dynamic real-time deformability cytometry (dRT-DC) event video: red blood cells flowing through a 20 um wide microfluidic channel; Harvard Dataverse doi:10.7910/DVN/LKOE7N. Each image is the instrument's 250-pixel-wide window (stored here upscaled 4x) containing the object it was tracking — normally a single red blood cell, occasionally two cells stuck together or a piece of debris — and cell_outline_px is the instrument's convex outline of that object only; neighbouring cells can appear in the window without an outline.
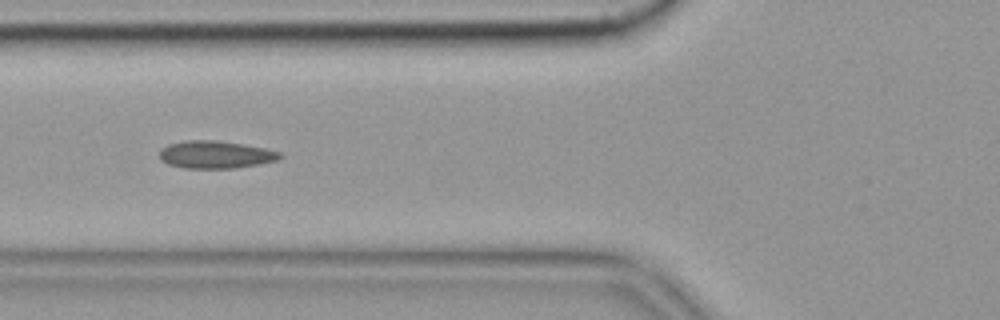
{"species": "common noctule bat (a hibernating species)", "species_latin": "Nyctalus noctula", "temperature_condition": "cold", "stored_images_in_passage": 42, "camera_frame_rate_fps": 3000, "um_per_image_px": 0.085, "animal": {"sex": "female", "body_mass_g": 19.9}, "frame": {"image": 1, "passage_image": 7, "time_ms": 2.0, "image_size_px": [1000, 320], "cell_outline_px": [[284, 156], [276, 160], [260, 164], [236, 168], [184, 168], [168, 164], [160, 160], [160, 148], [168, 144], [184, 140], [216, 140], [244, 144], [264, 148], [280, 152]], "centroid_in_image_um": [18.3, 13.14], "position_along_channel_um": 107.5, "area_um2": 19.48}, "authors_computed_cell_mechanics": {"area_um2": 18.6983, "velocity_mm_per_s": 3.5332, "shape_relaxation_time_tau1_ms": null, "shape_relaxation_time_tau2_ms": 1.9249, "deformation_change_tau1": null, "deformation_change_tau2": 0.0673}}